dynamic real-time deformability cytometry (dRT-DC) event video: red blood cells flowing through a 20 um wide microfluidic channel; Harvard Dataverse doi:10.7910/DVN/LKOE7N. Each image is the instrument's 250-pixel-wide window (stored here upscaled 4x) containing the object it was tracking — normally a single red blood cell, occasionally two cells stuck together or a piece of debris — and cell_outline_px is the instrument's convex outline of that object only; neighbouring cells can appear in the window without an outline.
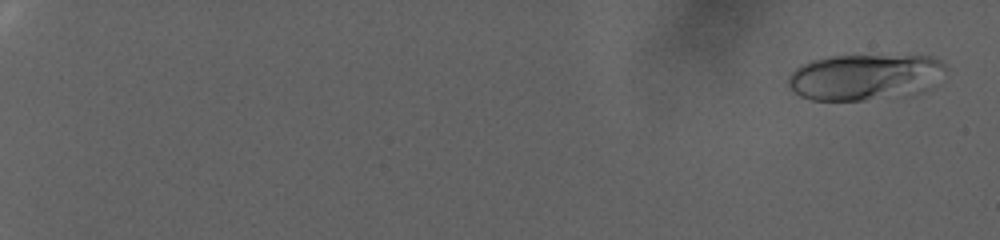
{"species": "human", "species_latin": "Homo sapiens", "temperature_condition": "warm", "stored_images_in_passage": 95, "camera_frame_rate_fps": 3000, "um_per_image_px": 0.085, "donor": {"sex": "female"}, "frame": {"image": 1, "passage_image": 4, "time_ms": 1.0, "image_size_px": [1000, 240], "cell_outline_px": [[948, 68], [932, 88], [924, 92], [908, 96], [864, 100], [812, 100], [800, 96], [792, 92], [788, 84], [788, 76], [800, 64], [812, 60], [828, 56], [932, 56], [940, 60]], "centroid_in_image_um": [73.55, 6.56], "position_along_channel_um": 11.4, "area_um2": 43.0}}
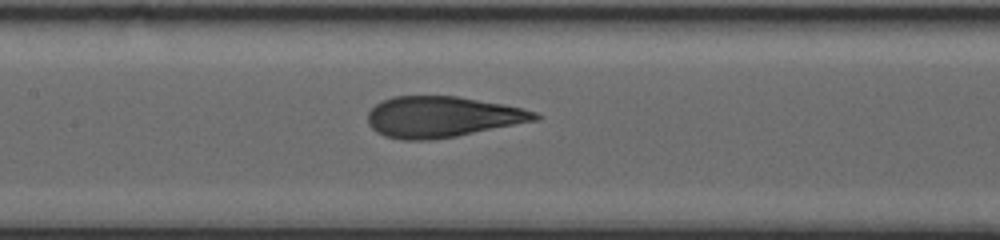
{"frame": {"image": 2, "passage_image": 54, "time_ms": 17.667, "image_size_px": [1000, 240], "cell_outline_px": [[540, 120], [456, 136], [432, 140], [400, 140], [384, 136], [376, 132], [368, 124], [368, 112], [376, 104], [392, 96], [456, 96], [504, 104], [524, 108], [536, 112], [540, 116]], "centroid_in_image_um": [37.6, 9.94], "position_along_channel_um": 169.8, "area_um2": 40.06}}
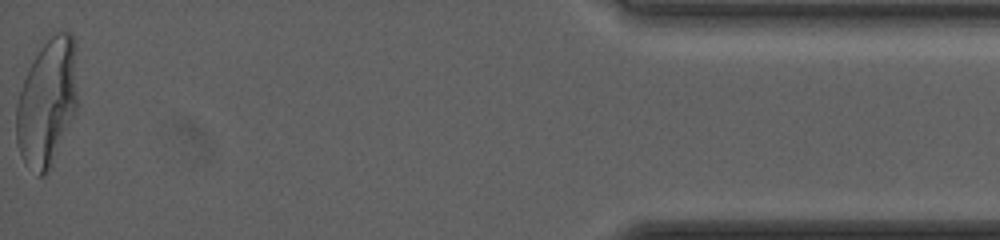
{"frame": {"image": 3, "passage_image": 95, "time_ms": 31.333, "image_size_px": [1000, 240], "cell_outline_px": [[76, 108], [52, 168], [44, 176], [36, 176], [24, 164], [16, 144], [16, 104], [28, 68], [40, 48], [56, 32], [68, 32], [76, 40]], "centroid_in_image_um": [3.99, 8.77], "position_along_channel_um": 431.2, "area_um2": 45.72}, "authors_computed_cell_mechanics": {"area_um2": 40.3444, "velocity_mm_per_s": 2.3892, "shape_relaxation_time_tau1_ms": 8.7585, "shape_relaxation_time_tau2_ms": null, "deformation_change_tau1": 0.2727, "deformation_change_tau2": null}}